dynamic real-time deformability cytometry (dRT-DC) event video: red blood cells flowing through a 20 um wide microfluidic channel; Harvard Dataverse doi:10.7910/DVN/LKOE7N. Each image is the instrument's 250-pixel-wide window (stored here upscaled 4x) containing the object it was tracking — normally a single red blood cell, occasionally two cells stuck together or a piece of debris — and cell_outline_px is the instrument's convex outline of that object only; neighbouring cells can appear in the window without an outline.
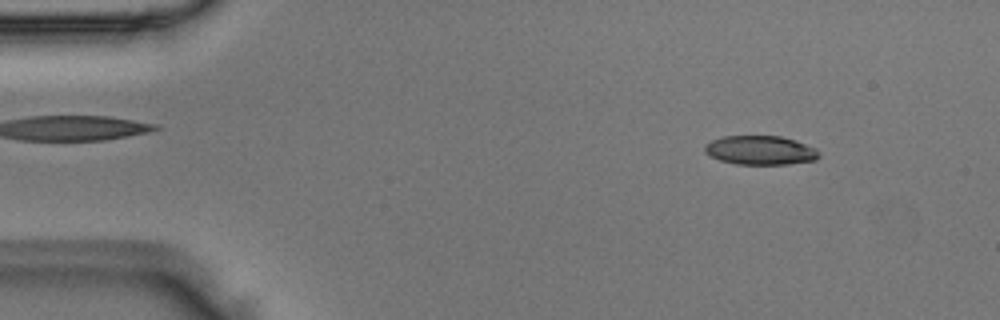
{"species": "Egyptian fruit bat (a non-hibernating species)", "species_latin": "Rousettus aegyptiacus", "temperature_condition": "room temperature", "stored_images_in_passage": 3, "camera_frame_rate_fps": 3000, "um_per_image_px": 0.085, "animal": {"sex": "male"}, "frame": {"image": 1, "passage_image": 1, "time_ms": 0.0, "image_size_px": [1000, 320], "cell_outline_px": [[820, 156], [816, 160], [788, 164], [736, 164], [720, 160], [704, 152], [704, 144], [712, 140], [724, 136], [780, 136], [796, 140], [816, 148], [820, 152]], "centroid_in_image_um": [64.65, 12.77], "position_along_channel_um": 20.3, "area_um2": 19.42}}